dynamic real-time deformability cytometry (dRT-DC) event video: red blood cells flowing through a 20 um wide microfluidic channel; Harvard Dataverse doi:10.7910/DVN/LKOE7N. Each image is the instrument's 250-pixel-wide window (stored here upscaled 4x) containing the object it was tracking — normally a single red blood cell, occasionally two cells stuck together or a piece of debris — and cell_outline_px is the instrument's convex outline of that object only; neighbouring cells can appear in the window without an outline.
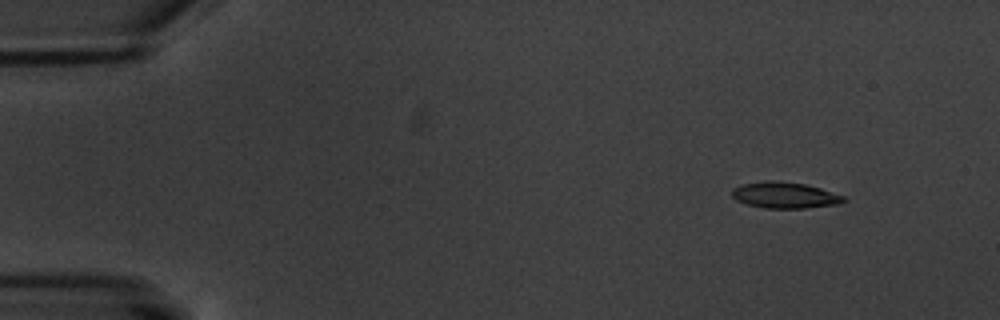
{"species": "common noctule bat (a hibernating species)", "species_latin": "Nyctalus noctula", "temperature_condition": "warm", "stored_images_in_passage": 5, "camera_frame_rate_fps": 3000, "um_per_image_px": 0.085, "animal": {"sex": "male", "body_mass_g": 20.1, "forearm_length_mm": 53.5}, "frame": {"image": 1, "passage_image": 1, "time_ms": 0.0, "image_size_px": [1000, 320], "cell_outline_px": [[848, 200], [840, 204], [804, 208], [764, 208], [744, 204], [736, 200], [732, 196], [732, 188], [744, 184], [764, 180], [776, 180], [804, 184], [820, 188], [844, 196]], "centroid_in_image_um": [66.69, 16.59], "position_along_channel_um": 18.3, "area_um2": 17.17}}
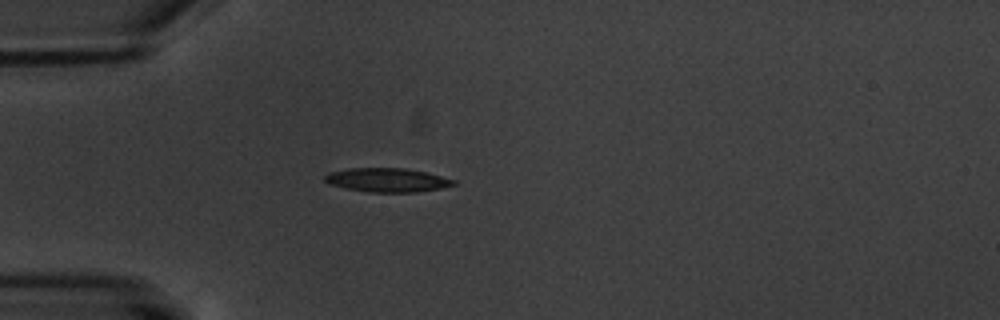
{"frame": {"image": 2, "passage_image": 4, "time_ms": 3.667, "image_size_px": [1000, 320], "cell_outline_px": [[456, 184], [440, 188], [416, 192], [368, 192], [344, 188], [328, 184], [324, 180], [324, 176], [328, 172], [348, 168], [404, 168], [424, 172], [456, 180]], "centroid_in_image_um": [32.85, 15.3], "position_along_channel_um": 52.2, "area_um2": 17.92}}